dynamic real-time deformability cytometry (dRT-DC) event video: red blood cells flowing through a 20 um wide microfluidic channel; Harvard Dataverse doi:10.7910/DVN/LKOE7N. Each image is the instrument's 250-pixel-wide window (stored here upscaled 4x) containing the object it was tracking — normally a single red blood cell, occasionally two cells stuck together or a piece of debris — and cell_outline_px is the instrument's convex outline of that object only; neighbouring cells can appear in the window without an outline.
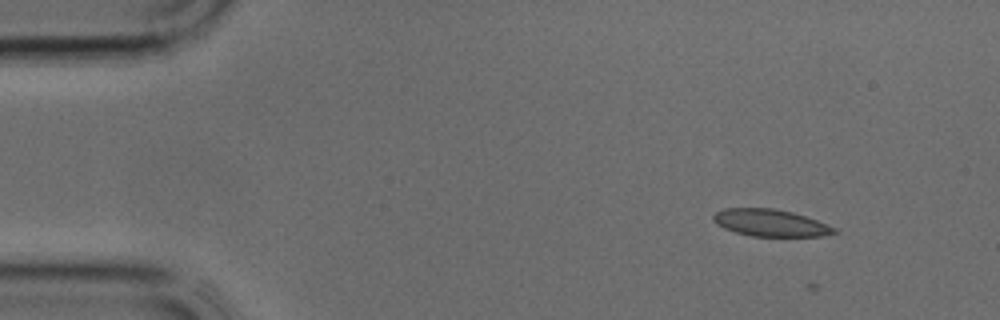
{"species": "common noctule bat (a hibernating species)", "species_latin": "Nyctalus noctula", "temperature_condition": "cold", "stored_images_in_passage": 6, "camera_frame_rate_fps": 3000, "um_per_image_px": 0.085, "animal": {"sex": "male", "body_mass_g": 17.9, "forearm_length_mm": 54.2}, "frame": {"image": 1, "passage_image": 3, "time_ms": 0.667, "image_size_px": [1000, 320], "cell_outline_px": [[840, 232], [820, 236], [752, 236], [736, 232], [724, 228], [716, 224], [712, 220], [712, 216], [716, 212], [724, 208], [772, 208], [792, 212], [816, 220], [836, 228]], "centroid_in_image_um": [65.46, 18.94], "position_along_channel_um": 19.5, "area_um2": 18.96}}